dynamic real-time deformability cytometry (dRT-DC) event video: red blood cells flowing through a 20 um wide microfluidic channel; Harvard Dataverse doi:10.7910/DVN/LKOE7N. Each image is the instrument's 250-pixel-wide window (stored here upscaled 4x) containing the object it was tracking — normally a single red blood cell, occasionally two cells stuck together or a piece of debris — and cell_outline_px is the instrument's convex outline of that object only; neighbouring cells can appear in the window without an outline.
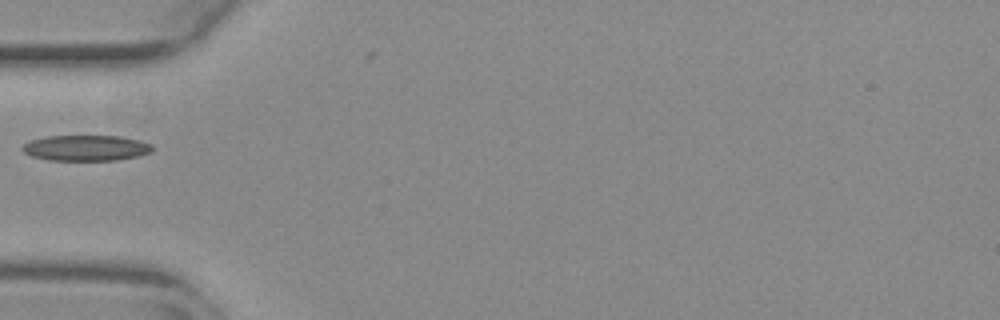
{"species": "common noctule bat (a hibernating species)", "species_latin": "Nyctalus noctula", "temperature_condition": "warm", "stored_images_in_passage": 37, "camera_frame_rate_fps": 3000, "um_per_image_px": 0.085, "animal": {"sex": "female", "body_mass_g": 29.2, "forearm_length_mm": 56.3}, "frame": {"image": 1, "passage_image": 1, "time_ms": 0.0, "image_size_px": [1000, 320], "cell_outline_px": [[152, 152], [140, 156], [116, 160], [48, 160], [32, 156], [24, 152], [20, 148], [24, 144], [32, 140], [48, 136], [120, 136], [140, 140], [152, 144]], "centroid_in_image_um": [7.34, 12.58], "position_along_channel_um": 77.7, "area_um2": 19.48}}
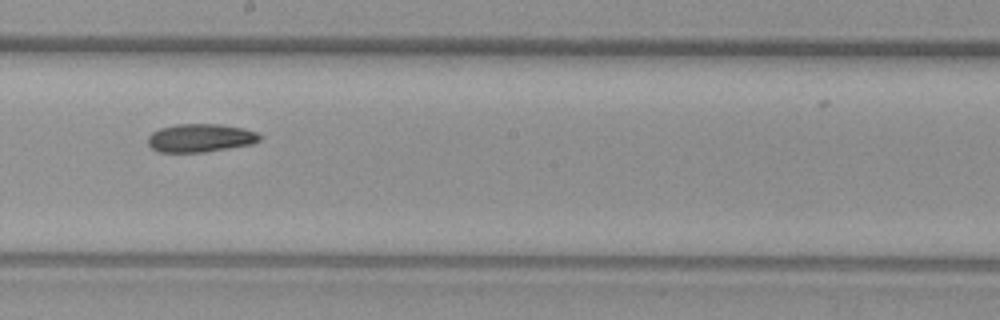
{"frame": {"image": 2, "passage_image": 13, "time_ms": 4.0, "image_size_px": [1000, 320], "cell_outline_px": [[260, 140], [252, 144], [204, 152], [156, 152], [148, 144], [148, 136], [152, 132], [160, 128], [176, 124], [220, 124], [244, 128], [256, 132], [260, 136]], "centroid_in_image_um": [17.01, 11.72], "position_along_channel_um": 231.2, "area_um2": 18.44}}
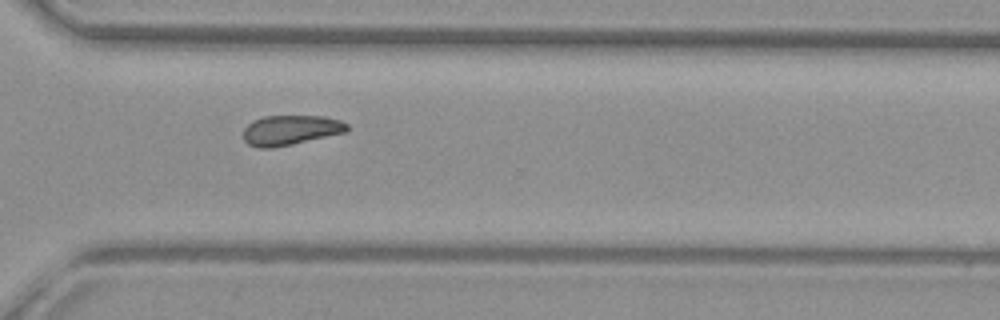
{"frame": {"image": 3, "passage_image": 22, "time_ms": 7.0, "image_size_px": [1000, 320], "cell_outline_px": [[348, 128], [344, 132], [292, 144], [272, 148], [256, 148], [248, 144], [244, 140], [244, 128], [252, 120], [264, 116], [324, 116], [340, 120], [348, 124]], "centroid_in_image_um": [24.65, 11.05], "position_along_channel_um": 345.9, "area_um2": 17.98}}